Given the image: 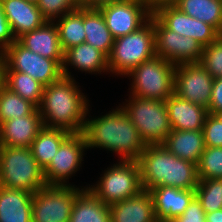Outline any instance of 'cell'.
<instances>
[{
    "label": "cell",
    "instance_id": "6da1fadb",
    "mask_svg": "<svg viewBox=\"0 0 222 222\" xmlns=\"http://www.w3.org/2000/svg\"><path fill=\"white\" fill-rule=\"evenodd\" d=\"M111 111L86 118L82 133L87 149L102 148L118 154V160L136 161L147 145L120 104Z\"/></svg>",
    "mask_w": 222,
    "mask_h": 222
},
{
    "label": "cell",
    "instance_id": "7a4b0ae2",
    "mask_svg": "<svg viewBox=\"0 0 222 222\" xmlns=\"http://www.w3.org/2000/svg\"><path fill=\"white\" fill-rule=\"evenodd\" d=\"M74 79L62 76L44 87L38 107L43 126L63 128L71 133L83 131L90 105Z\"/></svg>",
    "mask_w": 222,
    "mask_h": 222
},
{
    "label": "cell",
    "instance_id": "3957f363",
    "mask_svg": "<svg viewBox=\"0 0 222 222\" xmlns=\"http://www.w3.org/2000/svg\"><path fill=\"white\" fill-rule=\"evenodd\" d=\"M136 161L145 190L156 186L195 190L198 185L197 165L175 156L163 144L147 145Z\"/></svg>",
    "mask_w": 222,
    "mask_h": 222
},
{
    "label": "cell",
    "instance_id": "277c9868",
    "mask_svg": "<svg viewBox=\"0 0 222 222\" xmlns=\"http://www.w3.org/2000/svg\"><path fill=\"white\" fill-rule=\"evenodd\" d=\"M156 55L153 13L138 30L114 39L108 57L112 74L125 76L138 65Z\"/></svg>",
    "mask_w": 222,
    "mask_h": 222
},
{
    "label": "cell",
    "instance_id": "5b68a950",
    "mask_svg": "<svg viewBox=\"0 0 222 222\" xmlns=\"http://www.w3.org/2000/svg\"><path fill=\"white\" fill-rule=\"evenodd\" d=\"M0 186L33 194L46 186L30 148L0 146Z\"/></svg>",
    "mask_w": 222,
    "mask_h": 222
},
{
    "label": "cell",
    "instance_id": "8992f818",
    "mask_svg": "<svg viewBox=\"0 0 222 222\" xmlns=\"http://www.w3.org/2000/svg\"><path fill=\"white\" fill-rule=\"evenodd\" d=\"M131 96L165 101L175 93V65L155 55L131 70Z\"/></svg>",
    "mask_w": 222,
    "mask_h": 222
},
{
    "label": "cell",
    "instance_id": "52a82bcc",
    "mask_svg": "<svg viewBox=\"0 0 222 222\" xmlns=\"http://www.w3.org/2000/svg\"><path fill=\"white\" fill-rule=\"evenodd\" d=\"M121 108L146 145L163 144L172 131L165 101L129 96Z\"/></svg>",
    "mask_w": 222,
    "mask_h": 222
},
{
    "label": "cell",
    "instance_id": "ba28073f",
    "mask_svg": "<svg viewBox=\"0 0 222 222\" xmlns=\"http://www.w3.org/2000/svg\"><path fill=\"white\" fill-rule=\"evenodd\" d=\"M97 182L87 188L108 206L135 196L143 190L137 161L119 160L108 167Z\"/></svg>",
    "mask_w": 222,
    "mask_h": 222
},
{
    "label": "cell",
    "instance_id": "9c48e42d",
    "mask_svg": "<svg viewBox=\"0 0 222 222\" xmlns=\"http://www.w3.org/2000/svg\"><path fill=\"white\" fill-rule=\"evenodd\" d=\"M4 70H13L33 77L44 87L63 76L62 66L54 59L30 51L15 40L2 53Z\"/></svg>",
    "mask_w": 222,
    "mask_h": 222
},
{
    "label": "cell",
    "instance_id": "30bf717a",
    "mask_svg": "<svg viewBox=\"0 0 222 222\" xmlns=\"http://www.w3.org/2000/svg\"><path fill=\"white\" fill-rule=\"evenodd\" d=\"M83 189L46 185L38 190L32 198V222H69L75 198Z\"/></svg>",
    "mask_w": 222,
    "mask_h": 222
},
{
    "label": "cell",
    "instance_id": "8fae6325",
    "mask_svg": "<svg viewBox=\"0 0 222 222\" xmlns=\"http://www.w3.org/2000/svg\"><path fill=\"white\" fill-rule=\"evenodd\" d=\"M85 150L87 143L83 133H71L62 142L51 162L43 169L46 185H73L67 182L69 177L80 170Z\"/></svg>",
    "mask_w": 222,
    "mask_h": 222
},
{
    "label": "cell",
    "instance_id": "7c38bea8",
    "mask_svg": "<svg viewBox=\"0 0 222 222\" xmlns=\"http://www.w3.org/2000/svg\"><path fill=\"white\" fill-rule=\"evenodd\" d=\"M153 27L156 55L175 66L200 62L203 46L197 40L168 29L154 14Z\"/></svg>",
    "mask_w": 222,
    "mask_h": 222
},
{
    "label": "cell",
    "instance_id": "4fadbf2b",
    "mask_svg": "<svg viewBox=\"0 0 222 222\" xmlns=\"http://www.w3.org/2000/svg\"><path fill=\"white\" fill-rule=\"evenodd\" d=\"M97 8L101 11L114 39L138 30L153 13L147 4L138 0H119Z\"/></svg>",
    "mask_w": 222,
    "mask_h": 222
},
{
    "label": "cell",
    "instance_id": "5bb4252c",
    "mask_svg": "<svg viewBox=\"0 0 222 222\" xmlns=\"http://www.w3.org/2000/svg\"><path fill=\"white\" fill-rule=\"evenodd\" d=\"M214 78L198 63L175 66V94L208 109Z\"/></svg>",
    "mask_w": 222,
    "mask_h": 222
},
{
    "label": "cell",
    "instance_id": "9a60e30c",
    "mask_svg": "<svg viewBox=\"0 0 222 222\" xmlns=\"http://www.w3.org/2000/svg\"><path fill=\"white\" fill-rule=\"evenodd\" d=\"M153 14L170 30L181 36H189L201 45L214 42L220 34L209 24L180 11L173 4L161 5L153 10Z\"/></svg>",
    "mask_w": 222,
    "mask_h": 222
},
{
    "label": "cell",
    "instance_id": "2e32d148",
    "mask_svg": "<svg viewBox=\"0 0 222 222\" xmlns=\"http://www.w3.org/2000/svg\"><path fill=\"white\" fill-rule=\"evenodd\" d=\"M158 222L170 221L181 216L195 197V190L156 186L149 190Z\"/></svg>",
    "mask_w": 222,
    "mask_h": 222
},
{
    "label": "cell",
    "instance_id": "e0dca14e",
    "mask_svg": "<svg viewBox=\"0 0 222 222\" xmlns=\"http://www.w3.org/2000/svg\"><path fill=\"white\" fill-rule=\"evenodd\" d=\"M43 127L38 108L27 116H20L0 124V146L30 148Z\"/></svg>",
    "mask_w": 222,
    "mask_h": 222
},
{
    "label": "cell",
    "instance_id": "ac0fdd59",
    "mask_svg": "<svg viewBox=\"0 0 222 222\" xmlns=\"http://www.w3.org/2000/svg\"><path fill=\"white\" fill-rule=\"evenodd\" d=\"M22 46L45 58L54 59L61 66L64 51L61 48L59 34L53 21H47L37 29L24 33L16 39Z\"/></svg>",
    "mask_w": 222,
    "mask_h": 222
},
{
    "label": "cell",
    "instance_id": "d6986e66",
    "mask_svg": "<svg viewBox=\"0 0 222 222\" xmlns=\"http://www.w3.org/2000/svg\"><path fill=\"white\" fill-rule=\"evenodd\" d=\"M172 130H202L208 109L173 93L165 100Z\"/></svg>",
    "mask_w": 222,
    "mask_h": 222
},
{
    "label": "cell",
    "instance_id": "ffe728a7",
    "mask_svg": "<svg viewBox=\"0 0 222 222\" xmlns=\"http://www.w3.org/2000/svg\"><path fill=\"white\" fill-rule=\"evenodd\" d=\"M1 2L3 13L15 39L47 22L37 4L26 0H1Z\"/></svg>",
    "mask_w": 222,
    "mask_h": 222
},
{
    "label": "cell",
    "instance_id": "44dd1931",
    "mask_svg": "<svg viewBox=\"0 0 222 222\" xmlns=\"http://www.w3.org/2000/svg\"><path fill=\"white\" fill-rule=\"evenodd\" d=\"M69 66L85 73L101 74L106 71V74L107 72L110 74L108 57L86 42L73 46L64 52L63 76L72 78Z\"/></svg>",
    "mask_w": 222,
    "mask_h": 222
},
{
    "label": "cell",
    "instance_id": "7402d4cb",
    "mask_svg": "<svg viewBox=\"0 0 222 222\" xmlns=\"http://www.w3.org/2000/svg\"><path fill=\"white\" fill-rule=\"evenodd\" d=\"M111 222H158L148 190L109 206Z\"/></svg>",
    "mask_w": 222,
    "mask_h": 222
},
{
    "label": "cell",
    "instance_id": "603a6c76",
    "mask_svg": "<svg viewBox=\"0 0 222 222\" xmlns=\"http://www.w3.org/2000/svg\"><path fill=\"white\" fill-rule=\"evenodd\" d=\"M33 193L0 186V222H32Z\"/></svg>",
    "mask_w": 222,
    "mask_h": 222
},
{
    "label": "cell",
    "instance_id": "cb8c5ba5",
    "mask_svg": "<svg viewBox=\"0 0 222 222\" xmlns=\"http://www.w3.org/2000/svg\"><path fill=\"white\" fill-rule=\"evenodd\" d=\"M163 145L175 156L196 165L206 147L202 130H172Z\"/></svg>",
    "mask_w": 222,
    "mask_h": 222
},
{
    "label": "cell",
    "instance_id": "d4e9b609",
    "mask_svg": "<svg viewBox=\"0 0 222 222\" xmlns=\"http://www.w3.org/2000/svg\"><path fill=\"white\" fill-rule=\"evenodd\" d=\"M85 42L109 57L114 38L108 29L105 19L98 8L83 7Z\"/></svg>",
    "mask_w": 222,
    "mask_h": 222
},
{
    "label": "cell",
    "instance_id": "484cf974",
    "mask_svg": "<svg viewBox=\"0 0 222 222\" xmlns=\"http://www.w3.org/2000/svg\"><path fill=\"white\" fill-rule=\"evenodd\" d=\"M87 187L75 198L69 222H111L109 206Z\"/></svg>",
    "mask_w": 222,
    "mask_h": 222
},
{
    "label": "cell",
    "instance_id": "4316f807",
    "mask_svg": "<svg viewBox=\"0 0 222 222\" xmlns=\"http://www.w3.org/2000/svg\"><path fill=\"white\" fill-rule=\"evenodd\" d=\"M71 134L63 128L43 126L30 147L38 165L44 169L54 158L62 142Z\"/></svg>",
    "mask_w": 222,
    "mask_h": 222
},
{
    "label": "cell",
    "instance_id": "83f0119b",
    "mask_svg": "<svg viewBox=\"0 0 222 222\" xmlns=\"http://www.w3.org/2000/svg\"><path fill=\"white\" fill-rule=\"evenodd\" d=\"M173 5L190 17L209 24L222 35V0H176Z\"/></svg>",
    "mask_w": 222,
    "mask_h": 222
},
{
    "label": "cell",
    "instance_id": "f1b7e54d",
    "mask_svg": "<svg viewBox=\"0 0 222 222\" xmlns=\"http://www.w3.org/2000/svg\"><path fill=\"white\" fill-rule=\"evenodd\" d=\"M53 22L57 27L60 45L64 52L85 42L83 7L67 12Z\"/></svg>",
    "mask_w": 222,
    "mask_h": 222
},
{
    "label": "cell",
    "instance_id": "f546056e",
    "mask_svg": "<svg viewBox=\"0 0 222 222\" xmlns=\"http://www.w3.org/2000/svg\"><path fill=\"white\" fill-rule=\"evenodd\" d=\"M4 85L30 101L37 108L41 104L44 86L28 74L4 70Z\"/></svg>",
    "mask_w": 222,
    "mask_h": 222
},
{
    "label": "cell",
    "instance_id": "4dcf8cb0",
    "mask_svg": "<svg viewBox=\"0 0 222 222\" xmlns=\"http://www.w3.org/2000/svg\"><path fill=\"white\" fill-rule=\"evenodd\" d=\"M37 107L28 100L23 99L17 93L11 91L5 85L0 89V124L19 118L20 116L31 115Z\"/></svg>",
    "mask_w": 222,
    "mask_h": 222
},
{
    "label": "cell",
    "instance_id": "1f68e13d",
    "mask_svg": "<svg viewBox=\"0 0 222 222\" xmlns=\"http://www.w3.org/2000/svg\"><path fill=\"white\" fill-rule=\"evenodd\" d=\"M195 196L205 213L222 209V179L199 180Z\"/></svg>",
    "mask_w": 222,
    "mask_h": 222
},
{
    "label": "cell",
    "instance_id": "d6a6232c",
    "mask_svg": "<svg viewBox=\"0 0 222 222\" xmlns=\"http://www.w3.org/2000/svg\"><path fill=\"white\" fill-rule=\"evenodd\" d=\"M197 177L201 179H222V147H205L197 164Z\"/></svg>",
    "mask_w": 222,
    "mask_h": 222
},
{
    "label": "cell",
    "instance_id": "836d02e7",
    "mask_svg": "<svg viewBox=\"0 0 222 222\" xmlns=\"http://www.w3.org/2000/svg\"><path fill=\"white\" fill-rule=\"evenodd\" d=\"M199 63L214 79L222 78V35L203 47Z\"/></svg>",
    "mask_w": 222,
    "mask_h": 222
},
{
    "label": "cell",
    "instance_id": "e575fe53",
    "mask_svg": "<svg viewBox=\"0 0 222 222\" xmlns=\"http://www.w3.org/2000/svg\"><path fill=\"white\" fill-rule=\"evenodd\" d=\"M37 6L47 21H54L67 12L82 7L81 0H39Z\"/></svg>",
    "mask_w": 222,
    "mask_h": 222
},
{
    "label": "cell",
    "instance_id": "d590c367",
    "mask_svg": "<svg viewBox=\"0 0 222 222\" xmlns=\"http://www.w3.org/2000/svg\"><path fill=\"white\" fill-rule=\"evenodd\" d=\"M205 146L222 147V120L216 114H208L203 126Z\"/></svg>",
    "mask_w": 222,
    "mask_h": 222
},
{
    "label": "cell",
    "instance_id": "8d00e7d4",
    "mask_svg": "<svg viewBox=\"0 0 222 222\" xmlns=\"http://www.w3.org/2000/svg\"><path fill=\"white\" fill-rule=\"evenodd\" d=\"M175 222H206V213L195 196L184 213L174 219Z\"/></svg>",
    "mask_w": 222,
    "mask_h": 222
},
{
    "label": "cell",
    "instance_id": "74e56055",
    "mask_svg": "<svg viewBox=\"0 0 222 222\" xmlns=\"http://www.w3.org/2000/svg\"><path fill=\"white\" fill-rule=\"evenodd\" d=\"M15 40L10 24L3 13L2 2L0 0V54Z\"/></svg>",
    "mask_w": 222,
    "mask_h": 222
},
{
    "label": "cell",
    "instance_id": "f35d334b",
    "mask_svg": "<svg viewBox=\"0 0 222 222\" xmlns=\"http://www.w3.org/2000/svg\"><path fill=\"white\" fill-rule=\"evenodd\" d=\"M222 111V78L214 79L211 92V101L208 107L209 114Z\"/></svg>",
    "mask_w": 222,
    "mask_h": 222
},
{
    "label": "cell",
    "instance_id": "ab89813d",
    "mask_svg": "<svg viewBox=\"0 0 222 222\" xmlns=\"http://www.w3.org/2000/svg\"><path fill=\"white\" fill-rule=\"evenodd\" d=\"M119 0H81V6L82 7H95L97 8L98 6L109 3V2H116Z\"/></svg>",
    "mask_w": 222,
    "mask_h": 222
},
{
    "label": "cell",
    "instance_id": "60d3db41",
    "mask_svg": "<svg viewBox=\"0 0 222 222\" xmlns=\"http://www.w3.org/2000/svg\"><path fill=\"white\" fill-rule=\"evenodd\" d=\"M206 222H222V209L206 213Z\"/></svg>",
    "mask_w": 222,
    "mask_h": 222
},
{
    "label": "cell",
    "instance_id": "b9f144b4",
    "mask_svg": "<svg viewBox=\"0 0 222 222\" xmlns=\"http://www.w3.org/2000/svg\"><path fill=\"white\" fill-rule=\"evenodd\" d=\"M4 85V62L0 54V89Z\"/></svg>",
    "mask_w": 222,
    "mask_h": 222
},
{
    "label": "cell",
    "instance_id": "7bdbcfd3",
    "mask_svg": "<svg viewBox=\"0 0 222 222\" xmlns=\"http://www.w3.org/2000/svg\"><path fill=\"white\" fill-rule=\"evenodd\" d=\"M176 0H155V8L165 5V4H173Z\"/></svg>",
    "mask_w": 222,
    "mask_h": 222
},
{
    "label": "cell",
    "instance_id": "ee69618b",
    "mask_svg": "<svg viewBox=\"0 0 222 222\" xmlns=\"http://www.w3.org/2000/svg\"><path fill=\"white\" fill-rule=\"evenodd\" d=\"M138 1L147 4L152 9V11L155 9V0H138Z\"/></svg>",
    "mask_w": 222,
    "mask_h": 222
},
{
    "label": "cell",
    "instance_id": "f6af8a7d",
    "mask_svg": "<svg viewBox=\"0 0 222 222\" xmlns=\"http://www.w3.org/2000/svg\"><path fill=\"white\" fill-rule=\"evenodd\" d=\"M27 2H31V3H34V4H37V2L39 1V0H26Z\"/></svg>",
    "mask_w": 222,
    "mask_h": 222
},
{
    "label": "cell",
    "instance_id": "bcb514c9",
    "mask_svg": "<svg viewBox=\"0 0 222 222\" xmlns=\"http://www.w3.org/2000/svg\"><path fill=\"white\" fill-rule=\"evenodd\" d=\"M216 115L222 120V111L216 113Z\"/></svg>",
    "mask_w": 222,
    "mask_h": 222
}]
</instances>
